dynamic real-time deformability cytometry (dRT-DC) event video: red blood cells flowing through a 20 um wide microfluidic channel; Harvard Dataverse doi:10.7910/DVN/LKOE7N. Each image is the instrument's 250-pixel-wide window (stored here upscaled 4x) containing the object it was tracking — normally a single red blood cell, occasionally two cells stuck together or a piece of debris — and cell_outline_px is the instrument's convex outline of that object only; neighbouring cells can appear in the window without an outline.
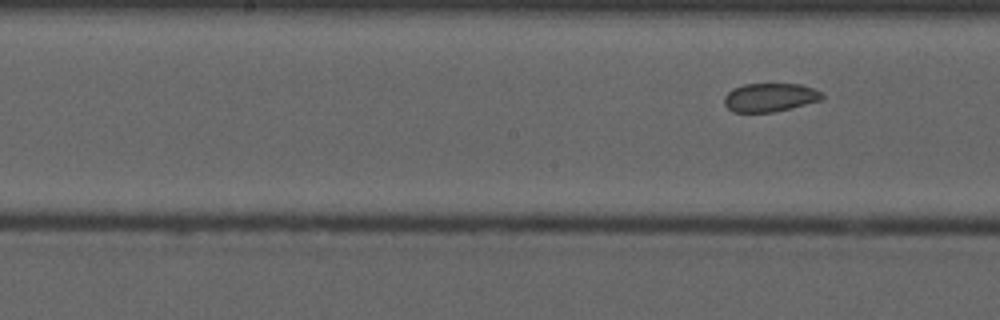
{"species": "common noctule bat (a hibernating species)", "species_latin": "Nyctalus noctula", "temperature_condition": "cold", "stored_images_in_passage": 8, "segment_of_instrument_passage": [2, 2], "camera_frame_rate_fps": 3000, "um_per_image_px": 0.085, "animal": {"sex": "male", "forearm_length_mm": 52.5}, "frame": {"image": 1, "passage_image": 8, "time_ms": 9.0, "image_size_px": [1000, 320], "cell_outline_px": [[824, 96], [820, 100], [772, 112], [732, 112], [724, 104], [724, 96], [732, 88], [744, 84], [800, 84], [812, 88], [820, 92]], "centroid_in_image_um": [65.38, 8.27], "position_along_channel_um": 182.8, "area_um2": 16.07}}